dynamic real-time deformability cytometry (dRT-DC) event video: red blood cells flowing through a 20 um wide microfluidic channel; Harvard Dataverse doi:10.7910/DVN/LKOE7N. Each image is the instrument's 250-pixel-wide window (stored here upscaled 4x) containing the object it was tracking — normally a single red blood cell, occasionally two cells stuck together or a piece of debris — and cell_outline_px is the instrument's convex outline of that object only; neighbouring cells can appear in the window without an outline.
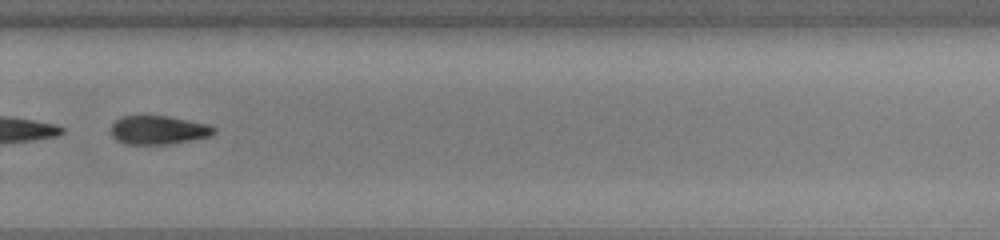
{"species": "common noctule bat (a hibernating species)", "species_latin": "Nyctalus noctula", "temperature_condition": "cold", "stored_images_in_passage": 53, "camera_frame_rate_fps": 3000, "um_per_image_px": 0.085, "animal": {"sex": "male", "body_mass_g": 13.0, "forearm_length_mm": 53.1}, "frame": {"image": 1, "passage_image": 38, "time_ms": 12.333, "image_size_px": [1000, 240], "cell_outline_px": [[216, 132], [212, 136], [192, 140], [168, 144], [124, 144], [116, 140], [112, 136], [112, 124], [120, 116], [168, 116], [208, 124], [216, 128]], "centroid_in_image_um": [13.48, 11.06], "position_along_channel_um": 316.3, "area_um2": 17.28}, "authors_computed_cell_mechanics": {"area_um2": 26.3568, "velocity_mm_per_s": 3.9372, "shape_relaxation_time_tau1_ms": 1.6489, "shape_relaxation_time_tau2_ms": null, "deformation_change_tau1": 0.1287, "deformation_change_tau2": null}}